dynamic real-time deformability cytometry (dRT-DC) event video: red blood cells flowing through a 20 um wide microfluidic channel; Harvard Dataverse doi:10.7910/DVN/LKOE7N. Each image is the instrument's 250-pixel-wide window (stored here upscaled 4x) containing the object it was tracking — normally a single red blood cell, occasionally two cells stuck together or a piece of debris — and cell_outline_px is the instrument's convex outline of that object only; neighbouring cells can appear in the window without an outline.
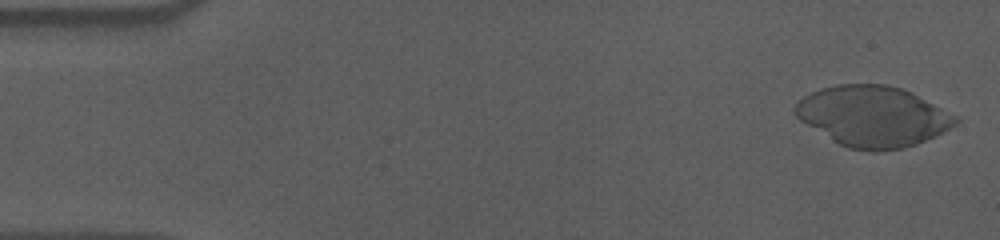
{"species": "human", "species_latin": "Homo sapiens", "temperature_condition": "cold", "stored_images_in_passage": 56, "camera_frame_rate_fps": 3000, "um_per_image_px": 0.085, "donor": {"sex": "male"}, "frame": {"image": 1, "passage_image": 2, "time_ms": 0.333, "image_size_px": [1000, 240], "cell_outline_px": [[960, 120], [956, 124], [944, 132], [936, 136], [916, 144], [904, 148], [876, 152], [872, 152], [848, 148], [840, 144], [800, 120], [792, 112], [792, 108], [804, 96], [820, 88], [836, 84], [884, 84], [900, 88], [912, 92], [960, 116]], "centroid_in_image_um": [74.24, 9.88], "position_along_channel_um": 10.8, "area_um2": 56.93}}
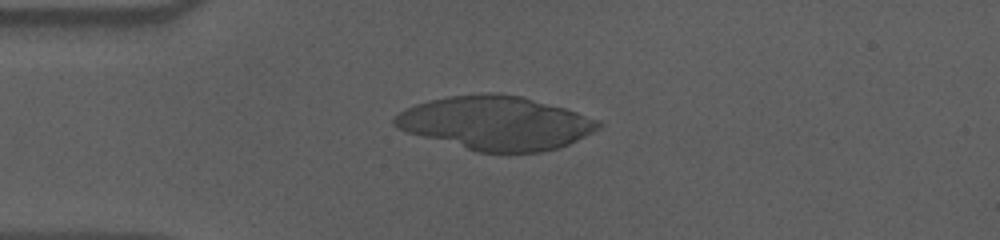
{"frame": {"image": 2, "passage_image": 14, "time_ms": 4.333, "image_size_px": [1000, 240], "cell_outline_px": [[604, 124], [600, 128], [568, 144], [556, 148], [540, 152], [476, 152], [408, 132], [396, 128], [392, 124], [392, 120], [404, 108], [428, 100], [448, 96], [484, 92], [500, 92], [520, 96], [564, 108], [600, 120]], "centroid_in_image_um": [42.12, 10.44], "position_along_channel_um": 42.9, "area_um2": 63.7}}